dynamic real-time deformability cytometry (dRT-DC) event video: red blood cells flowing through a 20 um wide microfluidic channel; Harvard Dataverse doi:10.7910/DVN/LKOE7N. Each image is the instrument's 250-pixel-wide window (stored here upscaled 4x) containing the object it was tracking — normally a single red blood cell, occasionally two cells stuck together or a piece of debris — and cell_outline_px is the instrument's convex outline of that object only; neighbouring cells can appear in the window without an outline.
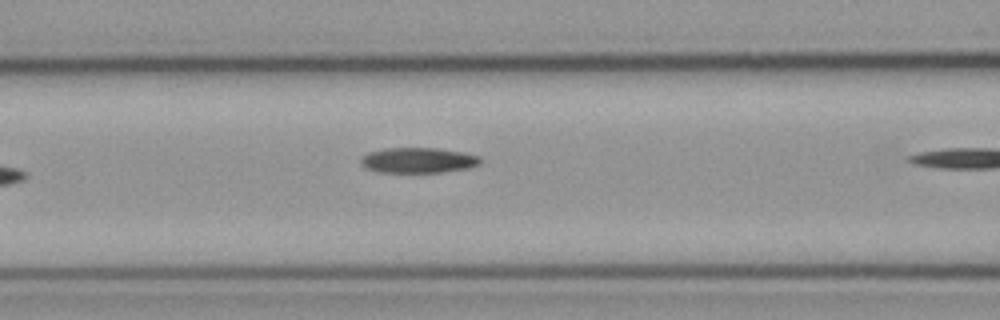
{"species": "common noctule bat (a hibernating species)", "species_latin": "Nyctalus noctula", "temperature_condition": "cold", "stored_images_in_passage": 10, "camera_frame_rate_fps": 3000, "um_per_image_px": 0.085, "animal": {"sex": "male", "body_mass_g": 23.1, "forearm_length_mm": 52.7}, "frame": {"image": 1, "passage_image": 6, "time_ms": 1.667, "image_size_px": [1000, 320], "cell_outline_px": [[480, 164], [468, 168], [440, 172], [380, 172], [364, 168], [360, 164], [360, 160], [368, 152], [384, 148], [436, 148], [464, 152], [480, 156]], "centroid_in_image_um": [35.53, 13.62], "position_along_channel_um": 131.1, "area_um2": 17.69}}
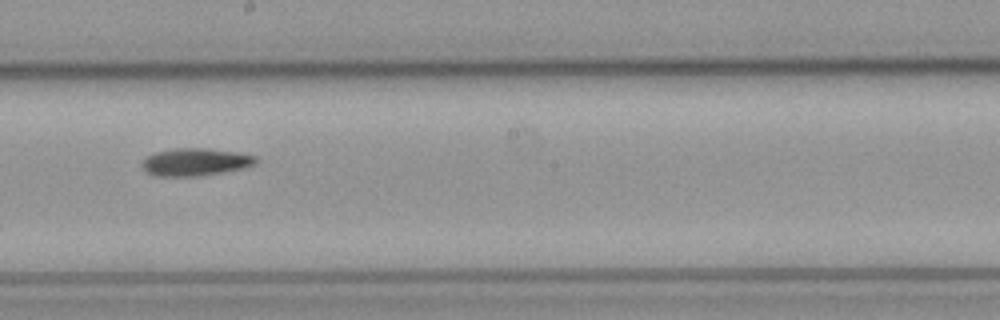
{"frame": {"image": 2, "passage_image": 10, "time_ms": 3.0, "image_size_px": [1000, 320], "cell_outline_px": [[256, 164], [244, 168], [196, 176], [156, 176], [148, 172], [140, 164], [148, 156], [156, 152], [172, 148], [208, 148], [236, 152], [256, 156]], "centroid_in_image_um": [16.6, 13.76], "position_along_channel_um": 231.6, "area_um2": 18.09}}